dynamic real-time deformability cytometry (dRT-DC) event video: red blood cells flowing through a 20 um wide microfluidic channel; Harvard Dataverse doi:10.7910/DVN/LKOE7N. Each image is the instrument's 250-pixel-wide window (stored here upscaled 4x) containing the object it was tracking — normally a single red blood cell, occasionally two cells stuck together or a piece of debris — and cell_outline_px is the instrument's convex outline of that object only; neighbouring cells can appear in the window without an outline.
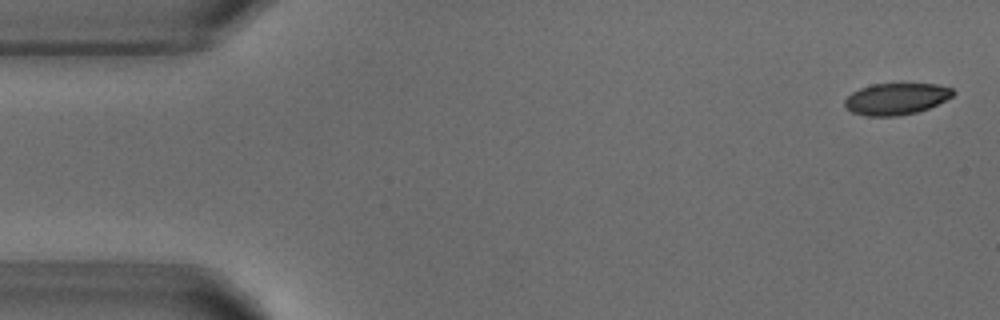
{"species": "common noctule bat (a hibernating species)", "species_latin": "Nyctalus noctula", "temperature_condition": "warm", "stored_images_in_passage": 5, "segment_of_instrument_passage": [2, 2], "camera_frame_rate_fps": 3000, "um_per_image_px": 0.085, "animal": {"sex": "male", "body_mass_g": 18.8}, "frame": {"image": 1, "passage_image": 5, "time_ms": 4.667, "image_size_px": [1000, 320], "cell_outline_px": [[956, 92], [952, 96], [928, 108], [916, 112], [896, 116], [868, 116], [852, 112], [844, 104], [844, 100], [852, 92], [860, 88], [872, 84], [936, 84], [952, 88]], "centroid_in_image_um": [76.16, 8.4], "position_along_channel_um": 8.8, "area_um2": 19.71}}